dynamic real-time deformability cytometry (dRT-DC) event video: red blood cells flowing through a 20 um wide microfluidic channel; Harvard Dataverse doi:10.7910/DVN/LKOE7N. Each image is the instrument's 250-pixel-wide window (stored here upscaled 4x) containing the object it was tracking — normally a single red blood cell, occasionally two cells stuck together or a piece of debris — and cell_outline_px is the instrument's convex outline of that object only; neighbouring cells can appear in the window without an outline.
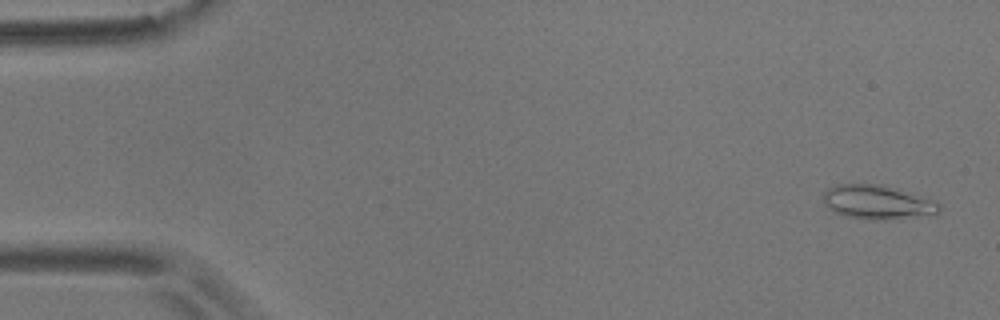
{"species": "common noctule bat (a hibernating species)", "species_latin": "Nyctalus noctula", "temperature_condition": "room temperature", "stored_images_in_passage": 6, "camera_frame_rate_fps": 3000, "um_per_image_px": 0.085, "animal": {"sex": "male", "body_mass_g": 17.9}, "frame": {"image": 1, "passage_image": 1, "time_ms": 0.0, "image_size_px": [1000, 320], "cell_outline_px": [[940, 208], [936, 216], [880, 220], [868, 220], [844, 216], [828, 208], [824, 204], [824, 192], [828, 188], [836, 184], [880, 184], [936, 200], [940, 204]], "centroid_in_image_um": [74.63, 17.21], "position_along_channel_um": 10.4, "area_um2": 23.41}}